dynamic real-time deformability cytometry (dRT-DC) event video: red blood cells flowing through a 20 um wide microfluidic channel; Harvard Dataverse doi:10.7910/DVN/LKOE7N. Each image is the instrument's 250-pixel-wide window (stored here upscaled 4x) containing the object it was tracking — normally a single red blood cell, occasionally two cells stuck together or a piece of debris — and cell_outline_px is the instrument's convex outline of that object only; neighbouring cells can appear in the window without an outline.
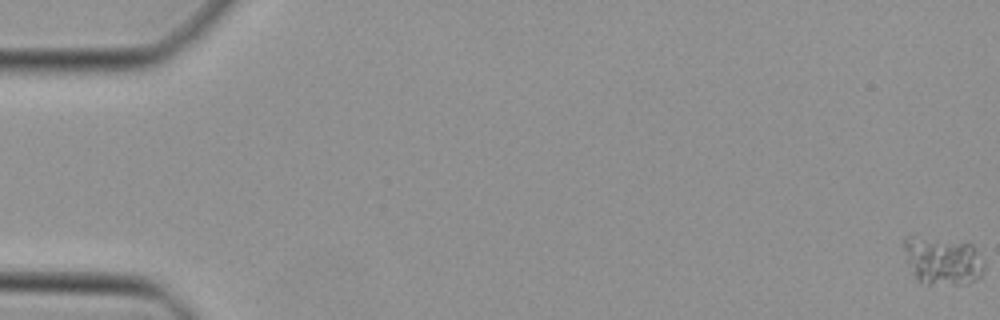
{"species": "Egyptian fruit bat (a non-hibernating species)", "species_latin": "Rousettus aegyptiacus", "temperature_condition": "cold", "stored_images_in_passage": 48, "camera_frame_rate_fps": 3000, "um_per_image_px": 0.085, "animal": {"sex": "female"}, "frame": {"image": 1, "passage_image": 1, "time_ms": 0.0, "image_size_px": [1000, 320], "cell_outline_px": [[984, 272], [976, 280], [968, 284], [920, 284], [916, 280], [908, 260], [904, 248], [904, 240], [908, 236], [912, 236], [972, 244], [984, 264]], "centroid_in_image_um": [80.14, 22.2], "position_along_channel_um": 4.9, "area_um2": 22.08}}
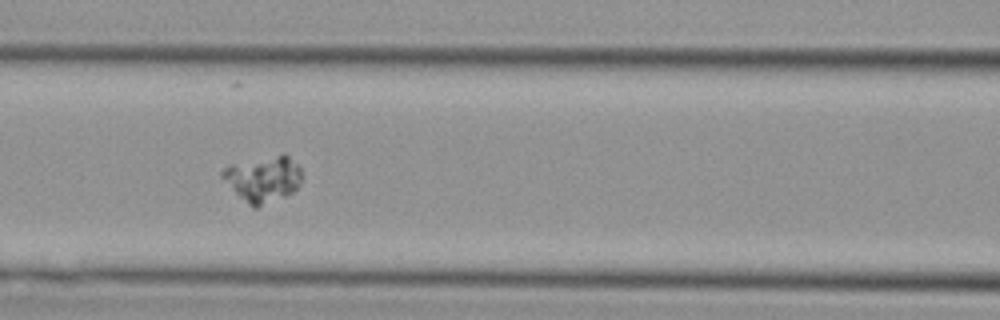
{"frame": {"image": 2, "passage_image": 22, "time_ms": 7.0, "image_size_px": [1000, 320], "cell_outline_px": [[300, 180], [296, 188], [292, 192], [284, 196], [256, 208], [252, 208], [220, 176], [220, 172], [228, 164], [284, 152], [300, 168]], "centroid_in_image_um": [22.33, 15.17], "position_along_channel_um": 144.3, "area_um2": 21.15}}
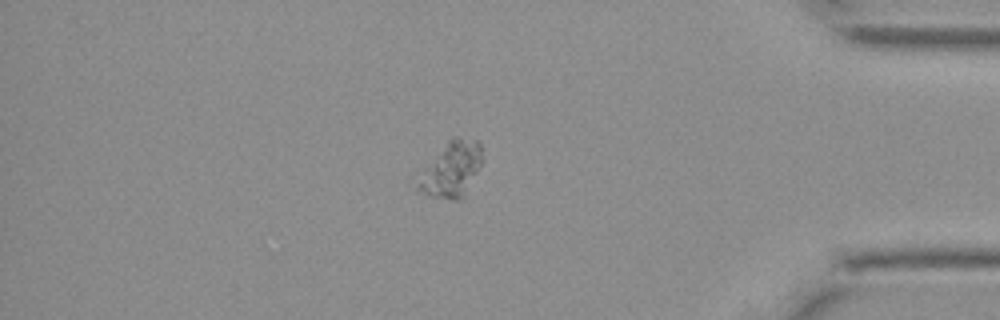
{"frame": {"image": 3, "passage_image": 42, "time_ms": 13.667, "image_size_px": [1000, 320], "cell_outline_px": [[480, 168], [464, 196], [456, 200], [452, 200], [428, 196], [416, 192], [416, 188], [448, 140], [452, 136], [460, 136], [476, 140], [480, 144]], "centroid_in_image_um": [38.45, 14.43], "position_along_channel_um": 396.8, "area_um2": 19.59}}